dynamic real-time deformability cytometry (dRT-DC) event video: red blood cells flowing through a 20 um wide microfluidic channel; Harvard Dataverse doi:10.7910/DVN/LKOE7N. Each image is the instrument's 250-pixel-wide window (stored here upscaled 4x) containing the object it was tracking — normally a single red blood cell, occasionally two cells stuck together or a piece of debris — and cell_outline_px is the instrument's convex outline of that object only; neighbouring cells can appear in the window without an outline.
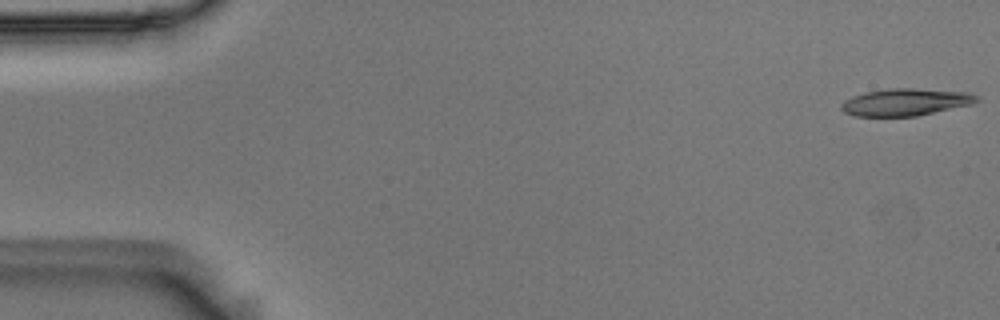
{"species": "Egyptian fruit bat (a non-hibernating species)", "species_latin": "Rousettus aegyptiacus", "temperature_condition": "room temperature", "stored_images_in_passage": 54, "camera_frame_rate_fps": 3000, "um_per_image_px": 0.085, "animal": {"sex": "male"}, "frame": {"image": 1, "passage_image": 1, "time_ms": 0.0, "image_size_px": [1000, 320], "cell_outline_px": [[980, 100], [972, 104], [916, 116], [856, 116], [844, 112], [840, 108], [840, 104], [844, 100], [852, 96], [864, 92], [888, 88], [912, 88], [968, 92], [980, 96]], "centroid_in_image_um": [76.97, 8.67], "position_along_channel_um": 8.0, "area_um2": 21.56}}
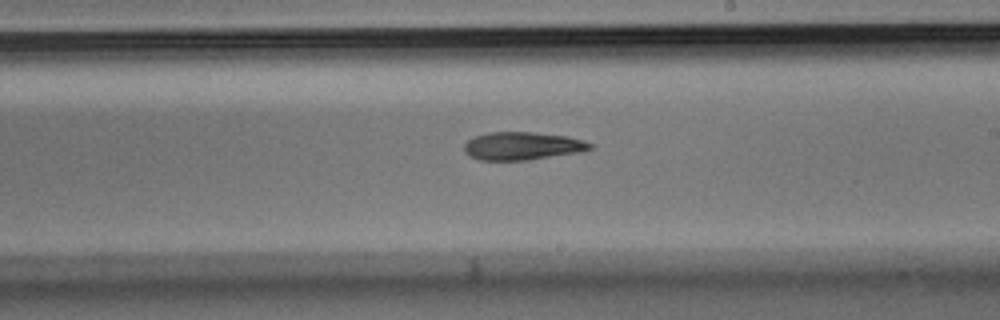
{"frame": {"image": 2, "passage_image": 31, "time_ms": 10.0, "image_size_px": [1000, 320], "cell_outline_px": [[596, 144], [592, 148], [580, 152], [528, 160], [480, 160], [464, 152], [464, 144], [468, 140], [476, 136], [488, 132], [532, 132], [568, 136]], "centroid_in_image_um": [44.43, 12.4], "position_along_channel_um": 244.6, "area_um2": 20.52}}
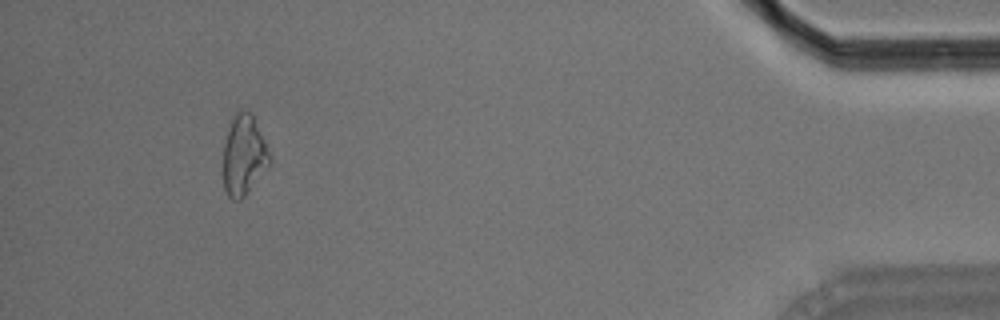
{"frame": {"image": 3, "passage_image": 50, "time_ms": 16.333, "image_size_px": [1000, 320], "cell_outline_px": [[272, 164], [244, 196], [240, 200], [232, 200], [228, 196], [224, 188], [224, 140], [232, 116], [236, 112], [244, 108], [252, 112], [264, 140], [272, 160]], "centroid_in_image_um": [20.74, 13.17], "position_along_channel_um": 414.5, "area_um2": 21.96}}